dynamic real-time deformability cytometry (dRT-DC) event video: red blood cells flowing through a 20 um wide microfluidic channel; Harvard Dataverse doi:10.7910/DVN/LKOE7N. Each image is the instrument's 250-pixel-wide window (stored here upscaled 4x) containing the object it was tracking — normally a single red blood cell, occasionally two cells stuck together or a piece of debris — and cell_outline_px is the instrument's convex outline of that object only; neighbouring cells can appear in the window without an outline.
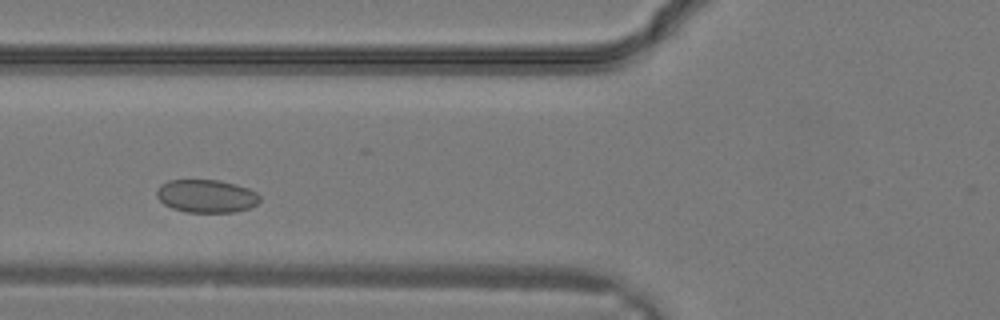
{"species": "common noctule bat (a hibernating species)", "species_latin": "Nyctalus noctula", "temperature_condition": "warm", "stored_images_in_passage": 23, "camera_frame_rate_fps": 3000, "um_per_image_px": 0.085, "animal": {"sex": "male", "body_mass_g": 19.2, "forearm_length_mm": 51.8}, "frame": {"image": 1, "passage_image": 4, "time_ms": 1.0, "image_size_px": [1000, 320], "cell_outline_px": [[260, 200], [256, 204], [248, 208], [232, 212], [184, 212], [172, 208], [164, 204], [156, 196], [156, 192], [160, 184], [168, 180], [220, 180], [236, 184], [248, 188], [256, 192], [260, 196]], "centroid_in_image_um": [17.52, 16.66], "position_along_channel_um": 108.3, "area_um2": 19.88}}
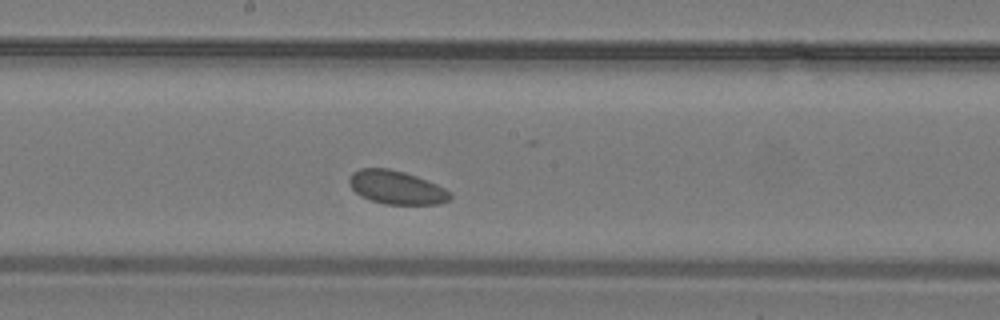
{"frame": {"image": 2, "passage_image": 9, "time_ms": 2.667, "image_size_px": [1000, 320], "cell_outline_px": [[452, 196], [448, 200], [436, 204], [384, 204], [360, 196], [352, 188], [348, 180], [348, 176], [352, 172], [360, 168], [388, 168], [404, 172], [416, 176], [436, 184], [452, 192]], "centroid_in_image_um": [33.67, 15.92], "position_along_channel_um": 214.5, "area_um2": 19.65}}
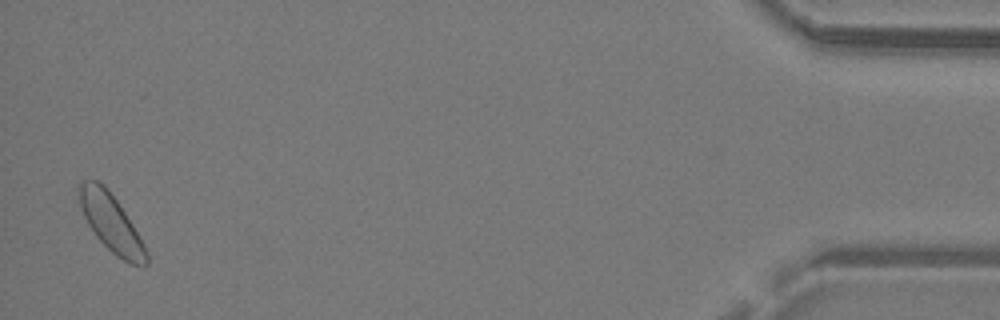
{"frame": {"image": 3, "passage_image": 23, "time_ms": 7.333, "image_size_px": [1000, 320], "cell_outline_px": [[148, 264], [132, 264], [116, 256], [96, 236], [88, 224], [84, 216], [80, 204], [76, 188], [76, 184], [84, 180], [100, 180], [108, 188], [132, 224], [144, 244], [148, 252]], "centroid_in_image_um": [9.4, 18.89], "position_along_channel_um": 425.8, "area_um2": 22.37}}